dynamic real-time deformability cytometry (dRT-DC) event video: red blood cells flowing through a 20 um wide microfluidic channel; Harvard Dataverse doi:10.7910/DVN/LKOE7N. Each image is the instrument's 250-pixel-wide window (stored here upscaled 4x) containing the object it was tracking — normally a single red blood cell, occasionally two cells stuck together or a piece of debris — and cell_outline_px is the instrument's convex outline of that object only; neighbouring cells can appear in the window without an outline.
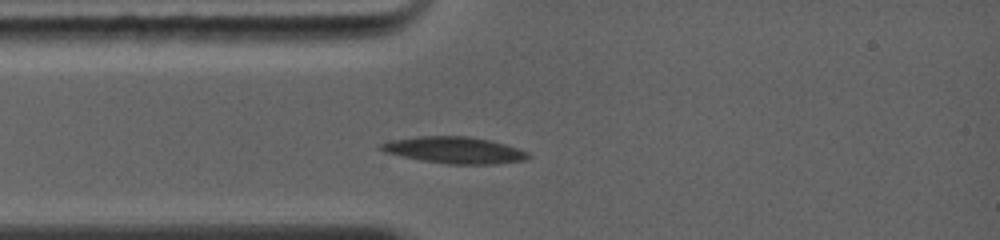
{"species": "common noctule bat (a hibernating species)", "species_latin": "Nyctalus noctula", "temperature_condition": "warm", "stored_images_in_passage": 17, "camera_frame_rate_fps": 5000, "um_per_image_px": 0.085, "animal": {"sex": "female", "body_mass_g": 19.0, "forearm_length_mm": 56.7}, "frame": {"image": 1, "passage_image": 1, "time_ms": 0.0, "image_size_px": [1000, 240], "cell_outline_px": [[532, 156], [524, 160], [496, 164], [448, 164], [420, 160], [384, 152], [376, 148], [376, 144], [392, 140], [416, 136], [468, 136], [492, 140], [528, 152]], "centroid_in_image_um": [38.58, 12.75], "position_along_channel_um": 46.4, "area_um2": 23.0}}
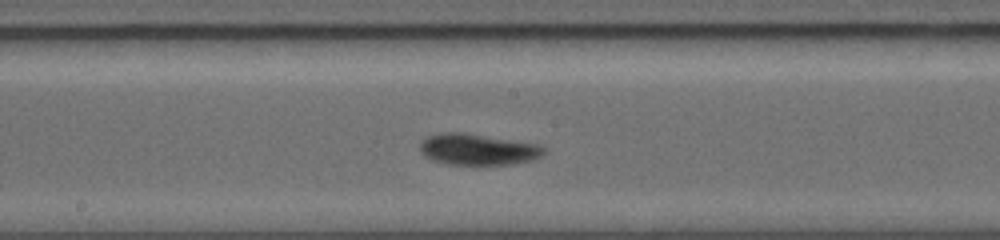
{"frame": {"image": 2, "passage_image": 10, "time_ms": 3.8, "image_size_px": [1000, 240], "cell_outline_px": [[548, 152], [532, 160], [512, 164], [448, 164], [432, 160], [424, 156], [420, 152], [420, 140], [428, 136], [440, 132], [464, 132], [540, 144]], "centroid_in_image_um": [40.6, 12.68], "position_along_channel_um": 207.6, "area_um2": 22.77}}
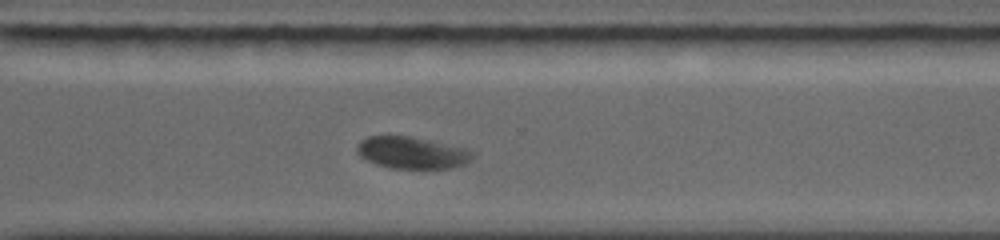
{"frame": {"image": 3, "passage_image": 17, "time_ms": 6.8, "image_size_px": [1000, 240], "cell_outline_px": [[472, 156], [464, 164], [452, 168], [392, 168], [376, 164], [360, 156], [356, 152], [356, 144], [360, 140], [368, 136], [408, 136], [464, 148], [472, 152]], "centroid_in_image_um": [34.93, 12.98], "position_along_channel_um": 335.7, "area_um2": 21.1}}